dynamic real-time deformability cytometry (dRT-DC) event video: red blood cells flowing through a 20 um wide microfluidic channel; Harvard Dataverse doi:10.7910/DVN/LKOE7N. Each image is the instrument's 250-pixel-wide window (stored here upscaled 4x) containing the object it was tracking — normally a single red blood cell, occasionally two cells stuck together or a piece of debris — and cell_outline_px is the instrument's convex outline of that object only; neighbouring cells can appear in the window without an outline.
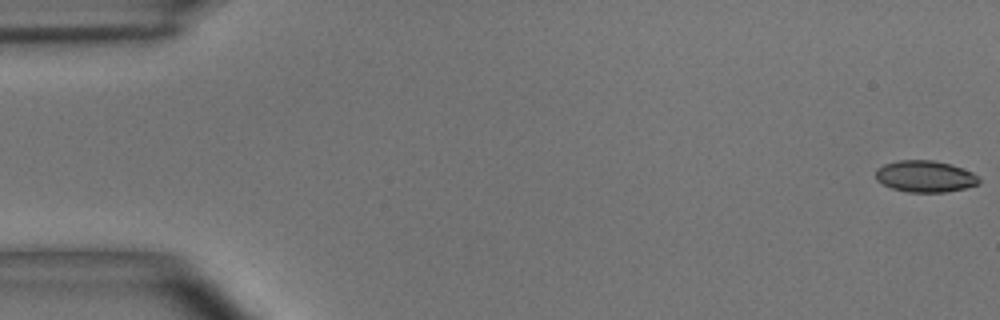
{"species": "common noctule bat (a hibernating species)", "species_latin": "Nyctalus noctula", "temperature_condition": "room temperature", "stored_images_in_passage": 55, "camera_frame_rate_fps": 3000, "um_per_image_px": 0.085, "animal": {"sex": "male", "body_mass_g": 15.6}, "frame": {"image": 1, "passage_image": 1, "time_ms": 0.0, "image_size_px": [1000, 320], "cell_outline_px": [[980, 184], [964, 188], [944, 192], [908, 192], [892, 188], [876, 180], [876, 168], [884, 164], [900, 160], [932, 160], [948, 164], [972, 172], [980, 180]], "centroid_in_image_um": [78.61, 14.99], "position_along_channel_um": 6.4, "area_um2": 18.79}}
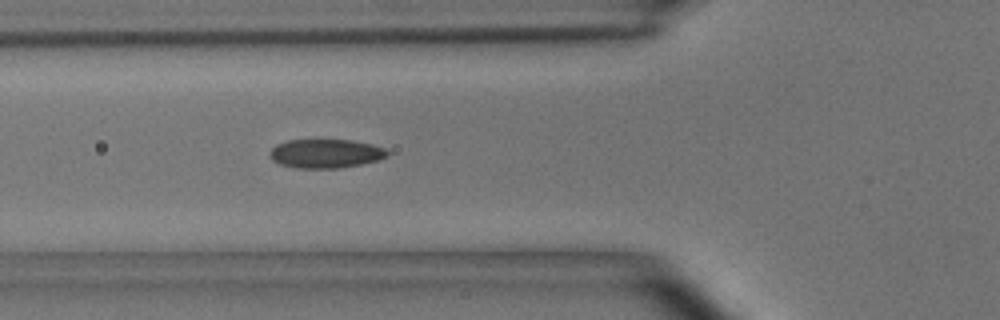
{"frame": {"image": 2, "passage_image": 20, "time_ms": 6.333, "image_size_px": [1000, 320], "cell_outline_px": [[388, 156], [380, 160], [360, 164], [336, 168], [296, 168], [280, 164], [272, 160], [268, 156], [268, 152], [276, 144], [288, 140], [316, 136], [352, 140], [372, 144], [384, 148], [388, 152]], "centroid_in_image_um": [27.63, 12.99], "position_along_channel_um": 98.2, "area_um2": 20.81}}
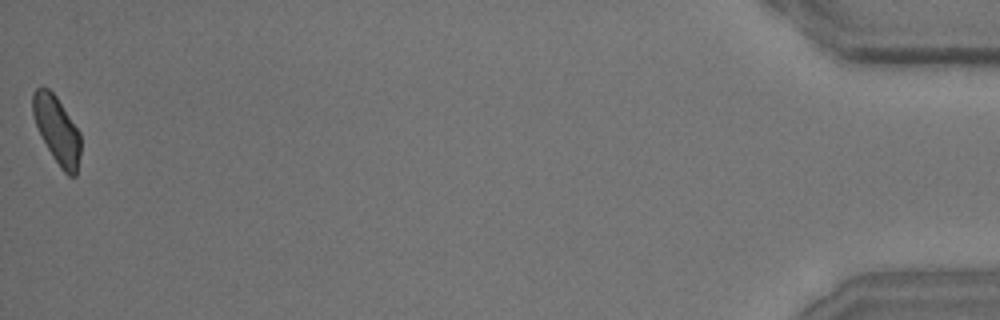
{"frame": {"image": 3, "passage_image": 55, "time_ms": 18.0, "image_size_px": [1000, 320], "cell_outline_px": [[80, 156], [76, 176], [68, 176], [60, 168], [52, 156], [36, 124], [32, 112], [32, 92], [36, 88], [48, 88], [56, 96], [80, 132]], "centroid_in_image_um": [4.85, 11.06], "position_along_channel_um": 430.4, "area_um2": 18.55}, "authors_computed_cell_mechanics": {"area_um2": 19.5364, "velocity_mm_per_s": 3.6554, "shape_relaxation_time_tau1_ms": 4.9557, "shape_relaxation_time_tau2_ms": 1.6125, "deformation_change_tau1": 0.1223, "deformation_change_tau2": 0.0725}}